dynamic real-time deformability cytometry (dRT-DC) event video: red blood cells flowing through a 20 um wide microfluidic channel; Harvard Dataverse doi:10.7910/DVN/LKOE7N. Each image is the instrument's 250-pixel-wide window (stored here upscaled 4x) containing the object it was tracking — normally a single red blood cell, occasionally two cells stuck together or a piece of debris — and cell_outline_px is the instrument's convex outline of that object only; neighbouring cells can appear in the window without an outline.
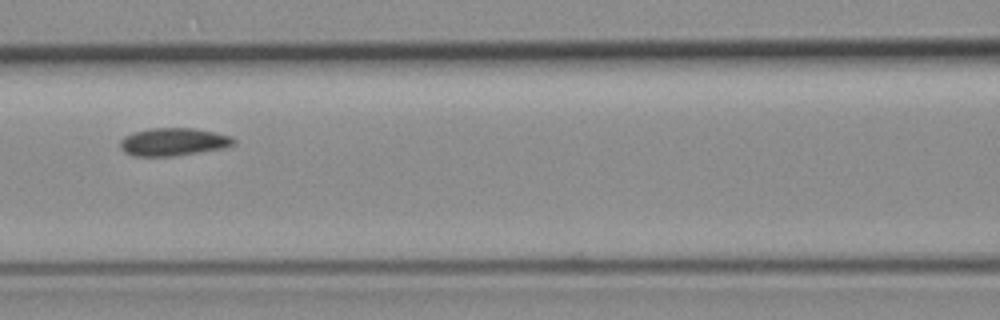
{"species": "common noctule bat (a hibernating species)", "species_latin": "Nyctalus noctula", "temperature_condition": "room temperature", "stored_images_in_passage": 3, "camera_frame_rate_fps": 3000, "um_per_image_px": 0.085, "animal": {"sex": "female", "body_mass_g": 19.3, "forearm_length_mm": 54.1}, "frame": {"image": 1, "passage_image": 3, "time_ms": 3.333, "image_size_px": [1000, 320], "cell_outline_px": [[236, 144], [224, 148], [176, 156], [132, 156], [124, 152], [120, 148], [120, 140], [124, 136], [132, 132], [152, 128], [192, 128], [232, 136], [236, 140]], "centroid_in_image_um": [14.72, 12.06], "position_along_channel_um": 151.9, "area_um2": 18.55}}